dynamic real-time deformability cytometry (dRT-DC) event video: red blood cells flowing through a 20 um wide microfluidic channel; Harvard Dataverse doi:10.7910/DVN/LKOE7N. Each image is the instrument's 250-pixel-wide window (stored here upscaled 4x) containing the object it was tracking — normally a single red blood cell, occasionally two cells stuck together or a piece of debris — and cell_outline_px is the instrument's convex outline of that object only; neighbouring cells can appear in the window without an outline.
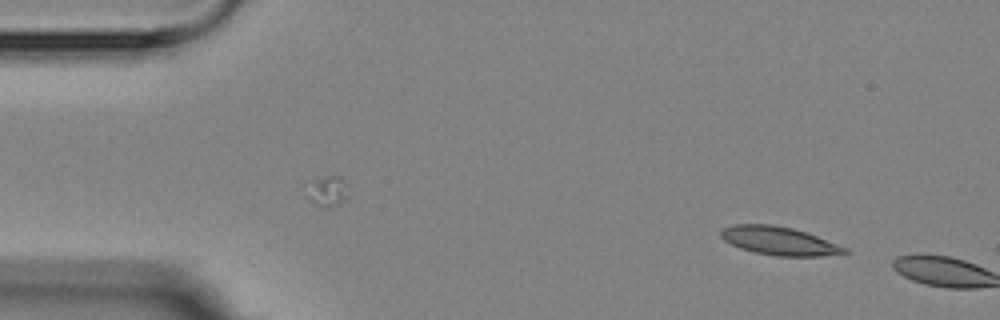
{"species": "Egyptian fruit bat (a non-hibernating species)", "species_latin": "Rousettus aegyptiacus", "temperature_condition": "room temperature", "stored_images_in_passage": 2, "camera_frame_rate_fps": 3000, "um_per_image_px": 0.085, "animal": {"sex": "female"}, "frame": {"image": 1, "passage_image": 1, "time_ms": 0.0, "image_size_px": [1000, 320], "cell_outline_px": [[852, 252], [820, 256], [776, 256], [756, 252], [740, 248], [724, 240], [720, 236], [720, 228], [732, 224], [772, 224], [792, 228], [816, 236], [848, 248]], "centroid_in_image_um": [66.2, 20.47], "position_along_channel_um": 18.8, "area_um2": 20.4}}